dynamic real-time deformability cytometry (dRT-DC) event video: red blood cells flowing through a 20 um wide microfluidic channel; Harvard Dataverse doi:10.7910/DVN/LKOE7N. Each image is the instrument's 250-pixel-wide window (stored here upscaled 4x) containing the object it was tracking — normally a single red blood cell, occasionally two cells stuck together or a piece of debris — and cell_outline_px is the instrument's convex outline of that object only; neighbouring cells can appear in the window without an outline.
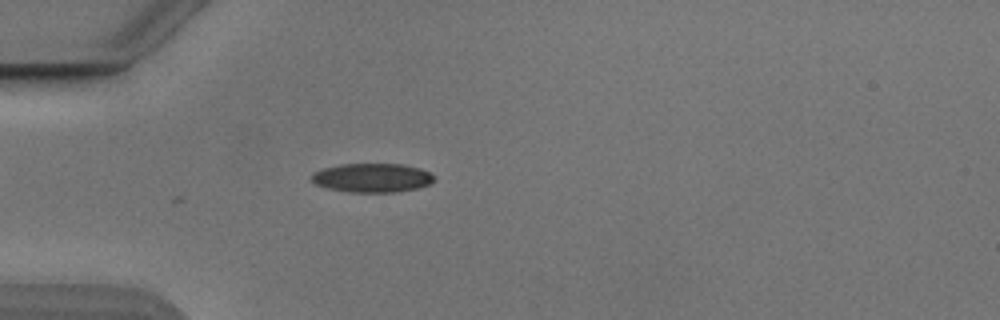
{"species": "Egyptian fruit bat (a non-hibernating species)", "species_latin": "Rousettus aegyptiacus", "temperature_condition": "cold", "stored_images_in_passage": 37, "camera_frame_rate_fps": 3000, "um_per_image_px": 0.085, "animal": {"sex": "male"}, "frame": {"image": 1, "passage_image": 7, "time_ms": 2.0, "image_size_px": [1000, 320], "cell_outline_px": [[436, 180], [432, 184], [400, 192], [348, 192], [328, 188], [316, 184], [312, 180], [312, 172], [324, 168], [340, 164], [404, 164], [420, 168], [432, 172], [436, 176]], "centroid_in_image_um": [31.71, 15.11], "position_along_channel_um": 53.3, "area_um2": 20.98}}
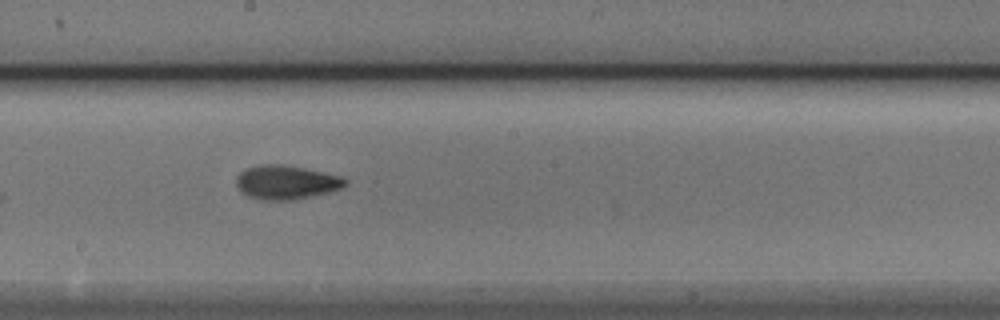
{"frame": {"image": 2, "passage_image": 21, "time_ms": 6.667, "image_size_px": [1000, 320], "cell_outline_px": [[348, 184], [340, 188], [328, 192], [292, 200], [260, 200], [248, 196], [240, 192], [236, 184], [236, 176], [244, 168], [260, 164], [284, 164], [304, 168], [340, 176], [348, 180]], "centroid_in_image_um": [24.27, 15.49], "position_along_channel_um": 223.9, "area_um2": 21.68}}
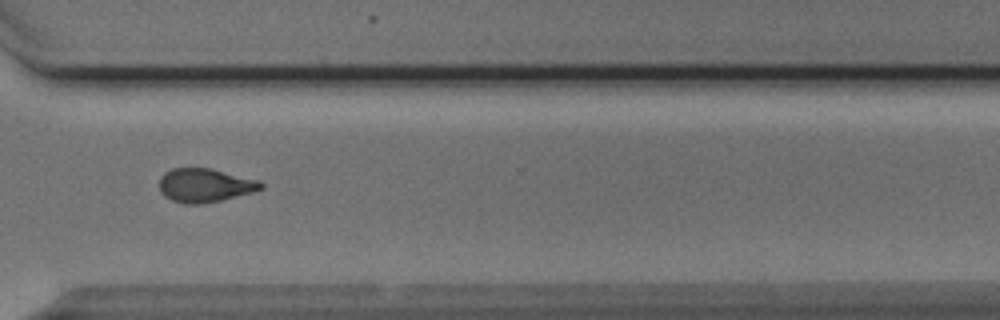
{"frame": {"image": 3, "passage_image": 31, "time_ms": 10.0, "image_size_px": [1000, 320], "cell_outline_px": [[264, 188], [252, 192], [220, 200], [200, 204], [184, 204], [172, 200], [164, 196], [160, 192], [160, 176], [164, 172], [172, 168], [212, 168], [256, 180], [264, 184]], "centroid_in_image_um": [17.38, 15.75], "position_along_channel_um": 353.2, "area_um2": 19.88}, "authors_computed_cell_mechanics": {"area_um2": 20.4034, "velocity_mm_per_s": 3.8856, "shape_relaxation_time_tau1_ms": 3.9151, "shape_relaxation_time_tau2_ms": 2.8116, "deformation_change_tau1": 0.1334, "deformation_change_tau2": 0.0824}}